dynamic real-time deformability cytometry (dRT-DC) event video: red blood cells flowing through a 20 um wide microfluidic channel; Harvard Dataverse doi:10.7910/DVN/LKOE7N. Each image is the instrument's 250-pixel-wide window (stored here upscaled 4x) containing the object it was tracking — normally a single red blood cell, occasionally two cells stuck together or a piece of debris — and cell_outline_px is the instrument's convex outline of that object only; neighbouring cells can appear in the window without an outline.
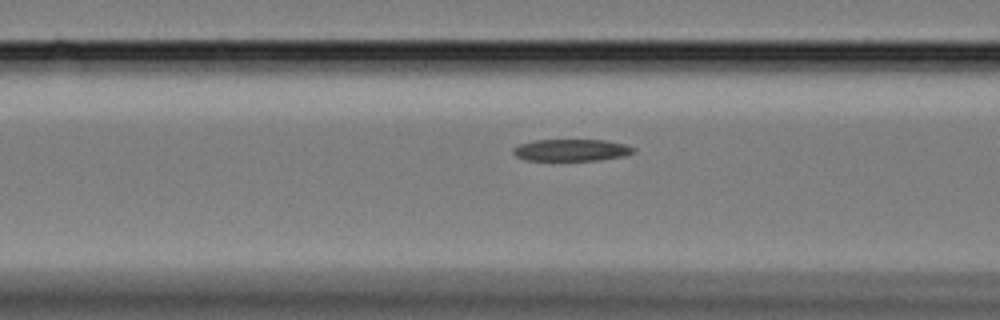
{"species": "Egyptian fruit bat (a non-hibernating species)", "species_latin": "Rousettus aegyptiacus", "temperature_condition": "cold", "stored_images_in_passage": 20, "camera_frame_rate_fps": 3000, "um_per_image_px": 0.085, "animal": {"sex": "female"}, "frame": {"image": 1, "passage_image": 18, "time_ms": 5.667, "image_size_px": [1000, 320], "cell_outline_px": [[636, 152], [624, 156], [600, 160], [524, 160], [516, 156], [512, 152], [512, 148], [520, 144], [536, 140], [604, 140], [624, 144], [636, 148]], "centroid_in_image_um": [48.58, 12.76], "position_along_channel_um": 118.0, "area_um2": 15.37}}